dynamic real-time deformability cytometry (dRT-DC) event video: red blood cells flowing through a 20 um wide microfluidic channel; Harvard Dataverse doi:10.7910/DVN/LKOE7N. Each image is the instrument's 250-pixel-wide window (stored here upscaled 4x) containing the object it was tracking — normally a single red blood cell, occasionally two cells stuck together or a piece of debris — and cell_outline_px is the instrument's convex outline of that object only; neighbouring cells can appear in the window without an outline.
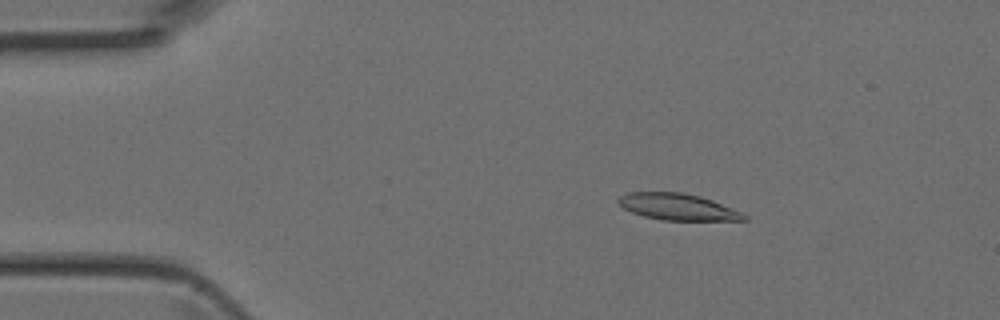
{"species": "Egyptian fruit bat (a non-hibernating species)", "species_latin": "Rousettus aegyptiacus", "temperature_condition": "room temperature", "stored_images_in_passage": 5, "camera_frame_rate_fps": 3000, "um_per_image_px": 0.085, "animal": {"sex": "female"}, "frame": {"image": 1, "passage_image": 3, "time_ms": 0.667, "image_size_px": [1000, 320], "cell_outline_px": [[748, 220], [664, 220], [644, 216], [632, 212], [616, 204], [616, 200], [620, 196], [628, 192], [684, 192], [700, 196], [712, 200], [744, 212], [748, 216]], "centroid_in_image_um": [57.62, 17.58], "position_along_channel_um": 27.4, "area_um2": 19.59}}
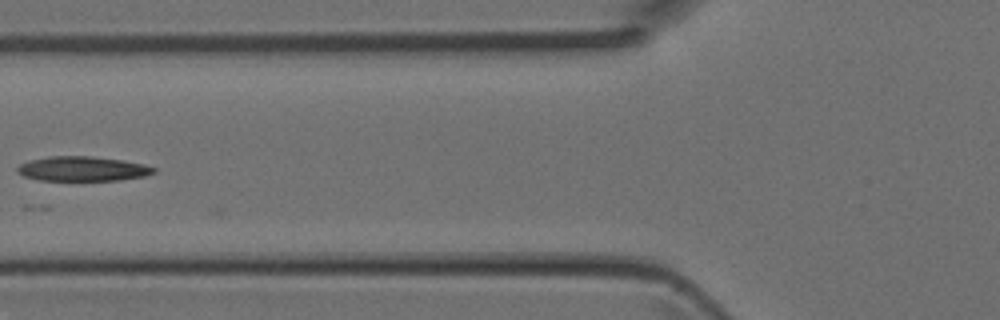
{"frame": {"image": 2, "passage_image": 5, "time_ms": 1.333, "image_size_px": [1000, 320], "cell_outline_px": [[156, 172], [144, 176], [120, 180], [40, 180], [24, 176], [16, 172], [16, 168], [20, 164], [28, 160], [48, 156], [92, 156], [124, 160], [144, 164], [156, 168]], "centroid_in_image_um": [7.01, 14.34], "position_along_channel_um": 118.8, "area_um2": 19.71}}